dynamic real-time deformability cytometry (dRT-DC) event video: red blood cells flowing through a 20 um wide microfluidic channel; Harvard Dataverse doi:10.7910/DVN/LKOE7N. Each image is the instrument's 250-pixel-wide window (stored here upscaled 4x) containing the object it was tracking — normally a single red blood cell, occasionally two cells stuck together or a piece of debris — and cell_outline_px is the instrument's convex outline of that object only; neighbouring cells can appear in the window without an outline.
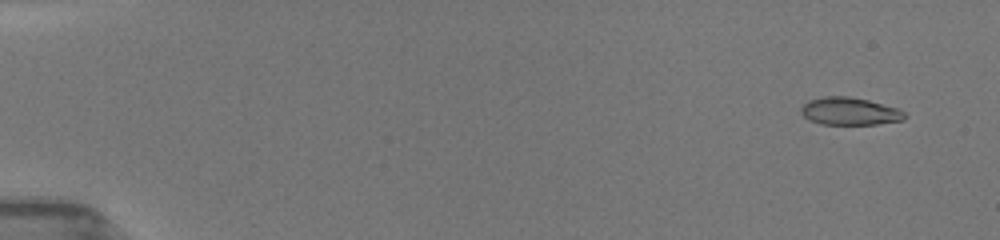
{"species": "common noctule bat (a hibernating species)", "species_latin": "Nyctalus noctula", "temperature_condition": "room temperature", "stored_images_in_passage": 11, "camera_frame_rate_fps": 3000, "um_per_image_px": 0.085, "animal": {"sex": "female", "body_mass_g": 19.5, "forearm_length_mm": 54.1}, "frame": {"image": 1, "passage_image": 2, "time_ms": 1.0, "image_size_px": [1000, 240], "cell_outline_px": [[908, 116], [904, 120], [876, 124], [820, 124], [808, 120], [800, 112], [800, 108], [808, 100], [824, 96], [848, 96], [868, 100], [896, 108], [904, 112]], "centroid_in_image_um": [72.19, 9.46], "position_along_channel_um": 12.8, "area_um2": 16.7}}
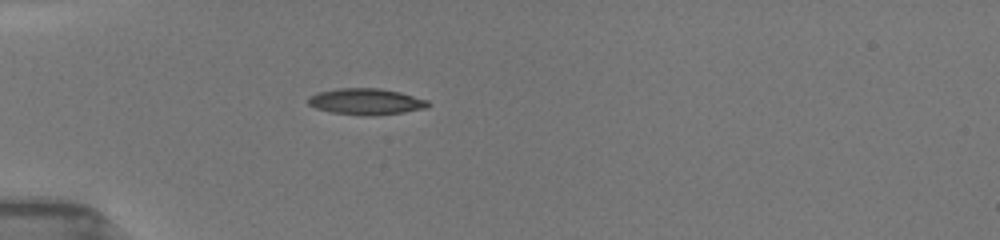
{"frame": {"image": 2, "passage_image": 7, "time_ms": 5.333, "image_size_px": [1000, 240], "cell_outline_px": [[432, 104], [428, 108], [404, 112], [372, 116], [364, 116], [332, 112], [316, 108], [308, 104], [308, 96], [316, 92], [340, 88], [380, 88], [400, 92], [428, 100]], "centroid_in_image_um": [31.14, 8.63], "position_along_channel_um": 53.9, "area_um2": 18.55}}
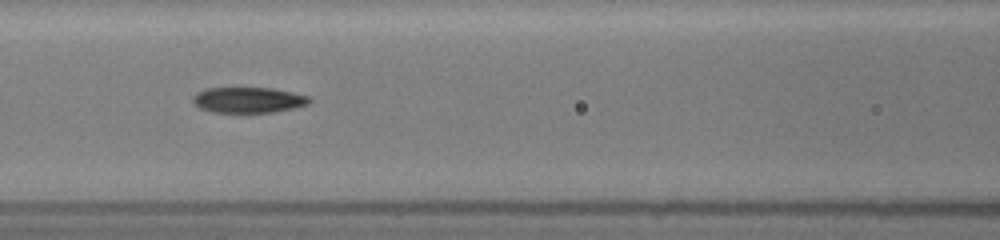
{"frame": {"image": 3, "passage_image": 10, "time_ms": 8.0, "image_size_px": [1000, 240], "cell_outline_px": [[312, 100], [308, 104], [292, 108], [272, 112], [212, 112], [200, 108], [192, 100], [192, 96], [196, 92], [204, 88], [272, 88], [292, 92], [308, 96]], "centroid_in_image_um": [21.08, 8.49], "position_along_channel_um": 145.5, "area_um2": 17.34}}